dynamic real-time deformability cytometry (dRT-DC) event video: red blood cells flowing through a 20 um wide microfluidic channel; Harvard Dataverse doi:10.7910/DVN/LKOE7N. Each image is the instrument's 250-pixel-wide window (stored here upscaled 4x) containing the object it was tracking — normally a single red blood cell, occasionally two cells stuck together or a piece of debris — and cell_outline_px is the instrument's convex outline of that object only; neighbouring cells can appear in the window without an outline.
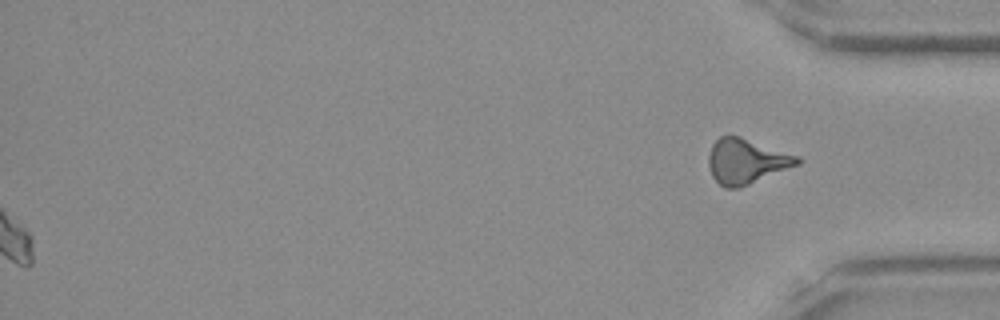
{"species": "Egyptian fruit bat (a non-hibernating species)", "species_latin": "Rousettus aegyptiacus", "temperature_condition": "room temperature", "stored_images_in_passage": 43, "segment_of_instrument_passage": [2, 2], "camera_frame_rate_fps": 3000, "um_per_image_px": 0.085, "frame": {"image": 1, "passage_image": 43, "time_ms": 14.0, "image_size_px": [1000, 320], "cell_outline_px": [[804, 160], [800, 164], [740, 188], [724, 188], [712, 176], [708, 164], [708, 156], [712, 144], [720, 136], [740, 136], [800, 156]], "centroid_in_image_um": [63.46, 13.71], "position_along_channel_um": 371.7, "area_um2": 23.47}}